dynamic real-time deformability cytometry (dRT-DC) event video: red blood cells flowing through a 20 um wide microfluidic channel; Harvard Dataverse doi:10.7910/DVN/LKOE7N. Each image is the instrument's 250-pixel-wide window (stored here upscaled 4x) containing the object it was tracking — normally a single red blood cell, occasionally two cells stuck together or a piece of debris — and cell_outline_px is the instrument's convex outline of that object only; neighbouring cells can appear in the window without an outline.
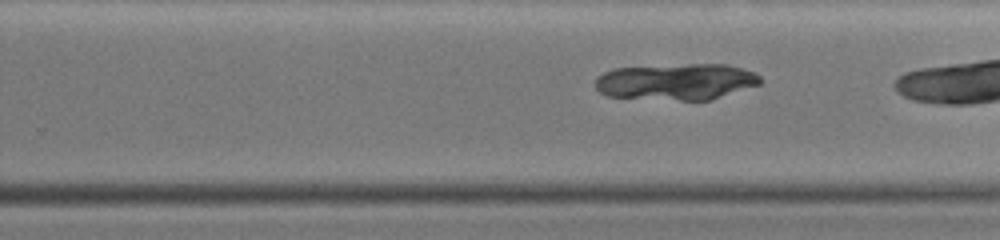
{"species": "common noctule bat (a hibernating species)", "species_latin": "Nyctalus noctula", "temperature_condition": "warm", "stored_images_in_passage": 55, "camera_frame_rate_fps": 3000, "um_per_image_px": 0.085, "animal": {"sex": "female", "body_mass_g": 19.0, "forearm_length_mm": 51.5}, "frame": {"image": 1, "passage_image": 42, "time_ms": 13.667, "image_size_px": [1000, 240], "cell_outline_px": [[760, 84], [712, 100], [680, 100], [608, 96], [600, 92], [596, 88], [596, 80], [604, 72], [616, 68], [688, 64], [728, 64], [756, 72], [760, 76]], "centroid_in_image_um": [57.54, 6.94], "position_along_channel_um": 272.3, "area_um2": 34.85}}